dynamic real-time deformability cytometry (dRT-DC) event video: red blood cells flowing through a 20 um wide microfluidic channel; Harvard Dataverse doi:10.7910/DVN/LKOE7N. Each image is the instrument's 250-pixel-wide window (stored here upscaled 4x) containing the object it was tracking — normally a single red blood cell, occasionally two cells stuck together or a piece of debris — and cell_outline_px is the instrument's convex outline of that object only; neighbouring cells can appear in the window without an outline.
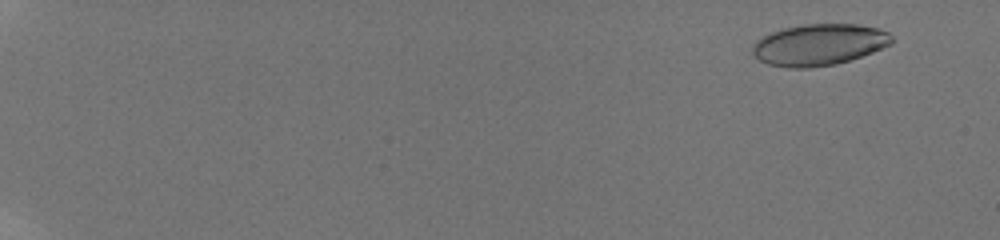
{"species": "human", "species_latin": "Homo sapiens", "temperature_condition": "room temperature", "stored_images_in_passage": 55, "camera_frame_rate_fps": 3000, "um_per_image_px": 0.085, "donor": {"sex": "male"}, "frame": {"image": 1, "passage_image": 3, "time_ms": 0.667, "image_size_px": [1000, 240], "cell_outline_px": [[892, 44], [872, 52], [836, 64], [808, 68], [788, 68], [768, 64], [760, 60], [752, 52], [752, 44], [760, 36], [784, 28], [800, 24], [856, 24], [876, 28], [888, 32], [892, 36]], "centroid_in_image_um": [69.58, 3.79], "position_along_channel_um": 15.4, "area_um2": 33.64}}
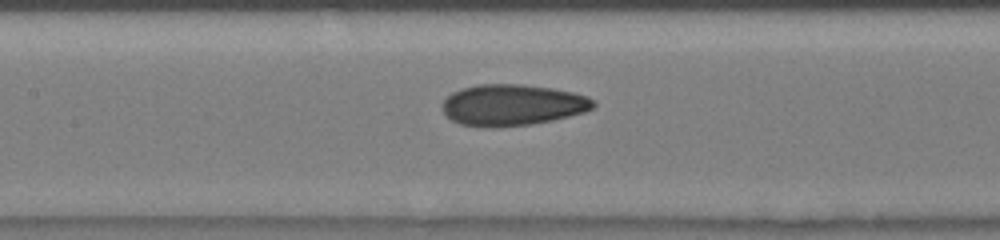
{"frame": {"image": 2, "passage_image": 30, "time_ms": 9.667, "image_size_px": [1000, 240], "cell_outline_px": [[596, 104], [592, 108], [584, 112], [552, 120], [532, 124], [484, 128], [460, 124], [452, 120], [444, 112], [444, 100], [452, 92], [460, 88], [476, 84], [520, 84], [552, 88], [572, 92], [588, 96]], "centroid_in_image_um": [43.54, 8.92], "position_along_channel_um": 163.9, "area_um2": 36.24}}
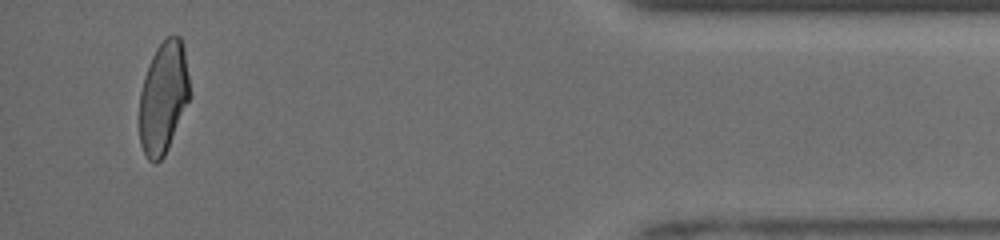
{"frame": {"image": 3, "passage_image": 53, "time_ms": 17.333, "image_size_px": [1000, 240], "cell_outline_px": [[192, 96], [168, 148], [164, 156], [156, 164], [152, 164], [148, 160], [140, 144], [140, 92], [144, 76], [152, 56], [156, 48], [168, 36], [180, 36], [184, 48]], "centroid_in_image_um": [13.91, 8.31], "position_along_channel_um": 421.3, "area_um2": 33.12}, "authors_computed_cell_mechanics": {"area_um2": 34.5066, "velocity_mm_per_s": 3.9773, "shape_relaxation_time_tau1_ms": 5.5363, "shape_relaxation_time_tau2_ms": 1.3176, "deformation_change_tau1": 0.1684, "deformation_change_tau2": 0.0715}}